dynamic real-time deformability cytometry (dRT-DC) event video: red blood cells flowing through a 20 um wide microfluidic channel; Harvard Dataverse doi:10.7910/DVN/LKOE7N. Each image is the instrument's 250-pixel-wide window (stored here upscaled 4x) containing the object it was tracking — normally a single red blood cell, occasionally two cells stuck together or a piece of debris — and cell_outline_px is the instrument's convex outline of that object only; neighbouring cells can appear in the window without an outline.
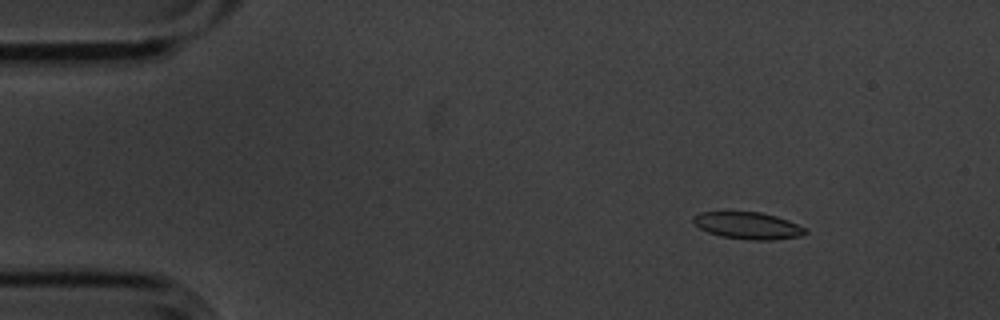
{"species": "common noctule bat (a hibernating species)", "species_latin": "Nyctalus noctula", "temperature_condition": "cold", "stored_images_in_passage": 6, "camera_frame_rate_fps": 3000, "um_per_image_px": 0.085, "animal": {"sex": "male", "body_mass_g": 20.1, "forearm_length_mm": 53.5}, "frame": {"image": 1, "passage_image": 2, "time_ms": 0.333, "image_size_px": [1000, 320], "cell_outline_px": [[808, 232], [804, 236], [772, 240], [752, 240], [720, 236], [708, 232], [692, 224], [692, 216], [700, 212], [760, 212], [776, 216], [788, 220], [804, 228]], "centroid_in_image_um": [63.55, 19.18], "position_along_channel_um": 21.4, "area_um2": 17.69}}
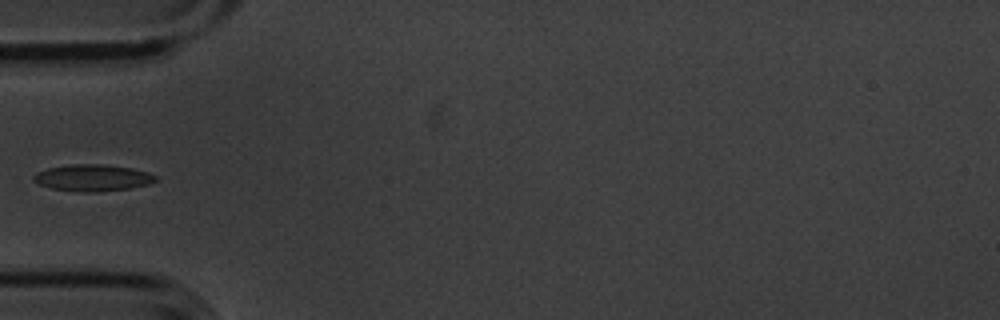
{"frame": {"image": 2, "passage_image": 5, "time_ms": 1.333, "image_size_px": [1000, 320], "cell_outline_px": [[156, 180], [148, 184], [128, 188], [96, 192], [80, 192], [52, 188], [40, 184], [32, 180], [32, 176], [36, 172], [48, 168], [72, 164], [104, 164], [132, 168], [148, 172], [156, 176]], "centroid_in_image_um": [7.85, 15.1], "position_along_channel_um": 77.2, "area_um2": 18.84}}
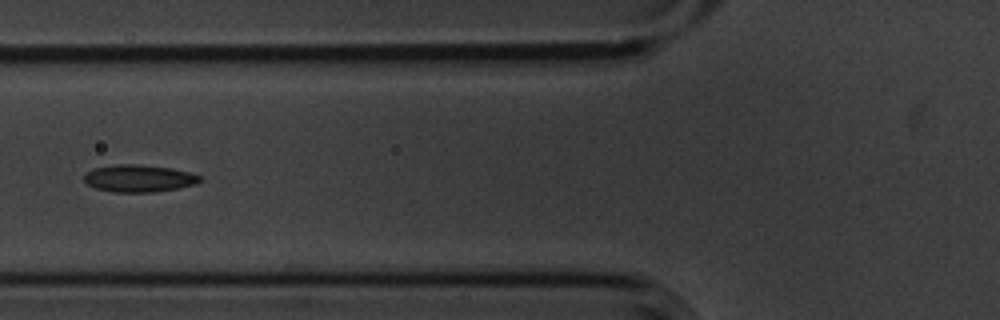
{"frame": {"image": 3, "passage_image": 6, "time_ms": 1.667, "image_size_px": [1000, 320], "cell_outline_px": [[204, 180], [196, 184], [180, 188], [152, 192], [112, 192], [96, 188], [88, 184], [84, 180], [84, 176], [92, 168], [116, 164], [140, 164], [172, 168], [192, 172], [200, 176]], "centroid_in_image_um": [11.86, 15.15], "position_along_channel_um": 113.9, "area_um2": 18.61}}